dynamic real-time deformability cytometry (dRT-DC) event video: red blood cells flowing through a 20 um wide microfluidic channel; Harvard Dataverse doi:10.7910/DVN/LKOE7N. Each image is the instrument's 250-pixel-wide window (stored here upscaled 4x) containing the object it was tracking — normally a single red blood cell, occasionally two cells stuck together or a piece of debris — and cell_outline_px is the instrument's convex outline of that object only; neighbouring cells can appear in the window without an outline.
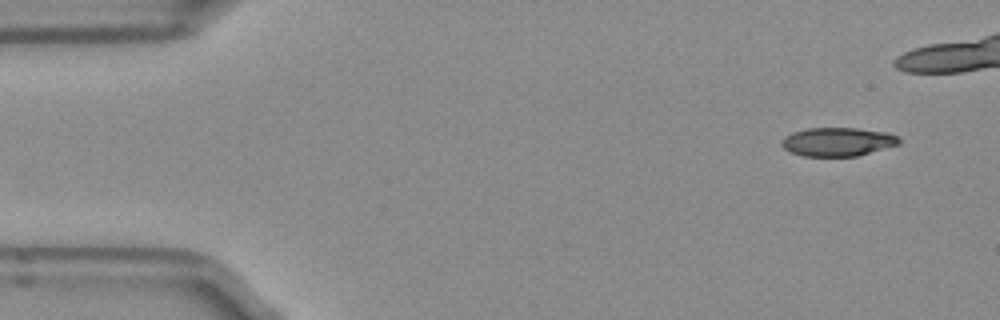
{"species": "Egyptian fruit bat (a non-hibernating species)", "species_latin": "Rousettus aegyptiacus", "temperature_condition": "room temperature", "stored_images_in_passage": 38, "camera_frame_rate_fps": 3000, "um_per_image_px": 0.085, "frame": {"image": 1, "passage_image": 1, "time_ms": 0.0, "image_size_px": [1000, 320], "cell_outline_px": [[900, 144], [856, 156], [804, 156], [792, 152], [784, 148], [780, 144], [780, 140], [784, 136], [792, 132], [808, 128], [856, 128], [888, 132], [896, 136], [900, 140]], "centroid_in_image_um": [71.18, 12.04], "position_along_channel_um": 13.8, "area_um2": 19.59}}
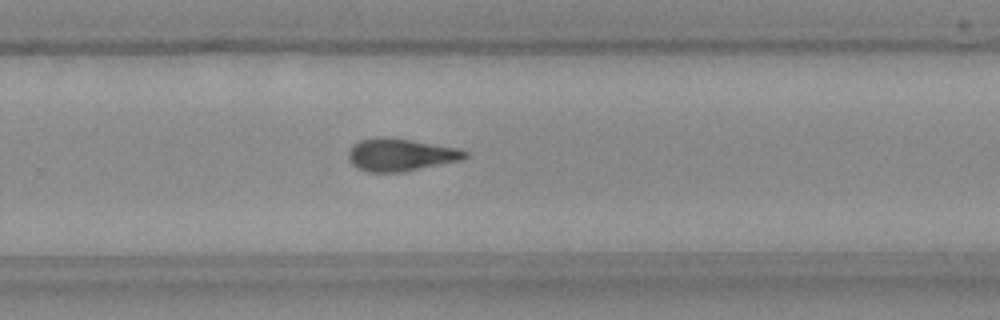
{"frame": {"image": 2, "passage_image": 30, "time_ms": 9.667, "image_size_px": [1000, 320], "cell_outline_px": [[468, 156], [460, 160], [404, 172], [364, 172], [356, 168], [352, 164], [348, 156], [348, 152], [352, 144], [360, 140], [408, 140], [460, 148], [468, 152]], "centroid_in_image_um": [34.06, 13.21], "position_along_channel_um": 295.7, "area_um2": 21.44}}
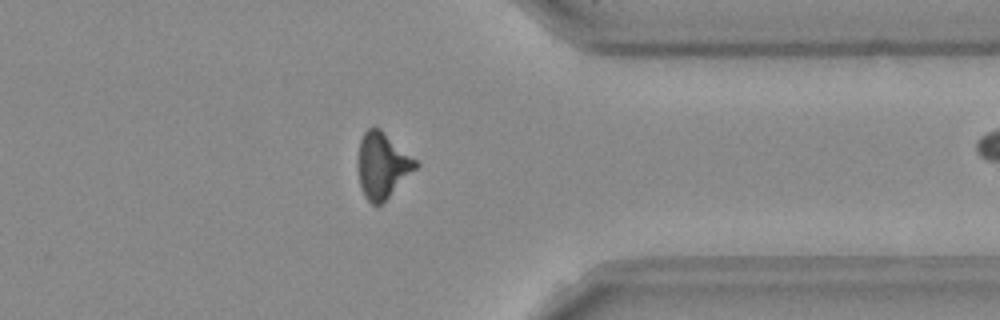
{"frame": {"image": 3, "passage_image": 37, "time_ms": 12.0, "image_size_px": [1000, 320], "cell_outline_px": [[420, 164], [380, 204], [372, 204], [364, 196], [360, 184], [360, 140], [364, 132], [368, 128], [380, 128], [416, 160]], "centroid_in_image_um": [32.52, 14.03], "position_along_channel_um": 378.9, "area_um2": 21.1}}